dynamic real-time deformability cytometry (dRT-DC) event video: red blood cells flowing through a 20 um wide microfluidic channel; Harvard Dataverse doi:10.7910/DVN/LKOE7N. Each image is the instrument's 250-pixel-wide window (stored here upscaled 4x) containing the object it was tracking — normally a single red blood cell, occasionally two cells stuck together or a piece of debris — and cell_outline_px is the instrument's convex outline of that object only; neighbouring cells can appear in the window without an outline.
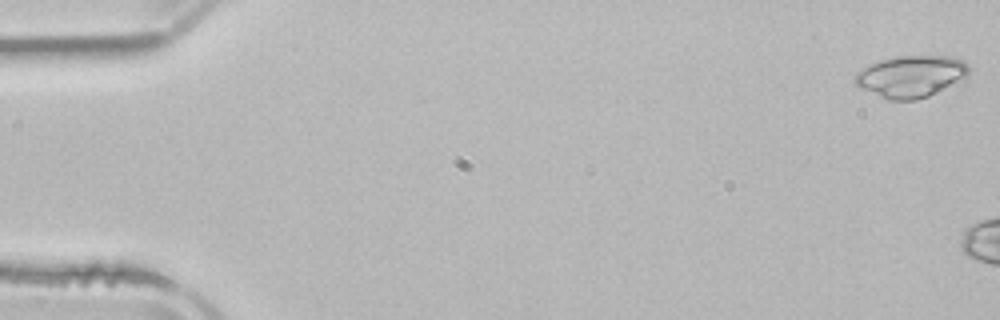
{"species": "common noctule bat (a hibernating species)", "species_latin": "Nyctalus noctula", "temperature_condition": "room temperature", "stored_images_in_passage": 6, "camera_frame_rate_fps": 3000, "um_per_image_px": 0.085, "animal": {"sex": "male", "body_mass_g": 21.5, "forearm_length_mm": 52.0}, "frame": {"image": 1, "passage_image": 1, "time_ms": 0.0, "image_size_px": [1000, 320], "cell_outline_px": [[968, 72], [964, 80], [928, 96], [916, 100], [888, 100], [860, 88], [852, 80], [852, 76], [856, 72], [880, 60], [896, 56], [952, 56], [964, 60], [968, 64]], "centroid_in_image_um": [77.43, 6.49], "position_along_channel_um": 7.6, "area_um2": 27.92}}